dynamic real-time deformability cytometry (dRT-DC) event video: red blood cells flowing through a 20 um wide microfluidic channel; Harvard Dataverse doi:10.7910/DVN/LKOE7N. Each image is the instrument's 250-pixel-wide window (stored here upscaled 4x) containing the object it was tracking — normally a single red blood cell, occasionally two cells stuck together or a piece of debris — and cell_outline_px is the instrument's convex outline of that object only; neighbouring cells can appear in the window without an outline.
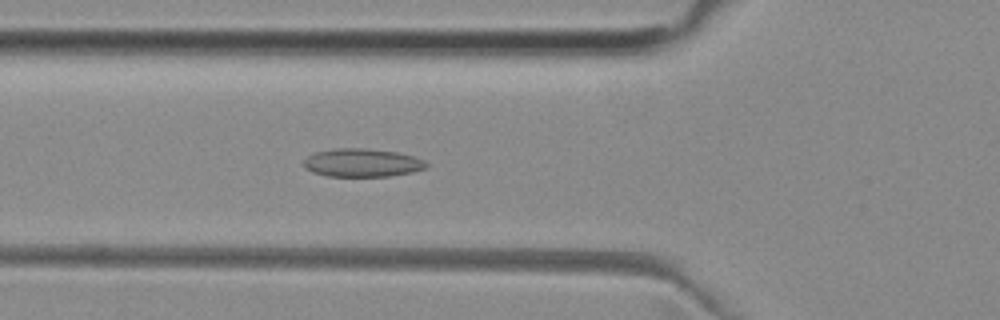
{"species": "common noctule bat (a hibernating species)", "species_latin": "Nyctalus noctula", "temperature_condition": "room temperature", "stored_images_in_passage": 41, "camera_frame_rate_fps": 3000, "um_per_image_px": 0.085, "animal": {"sex": "female", "body_mass_g": 29.2, "forearm_length_mm": 56.3}, "frame": {"image": 1, "passage_image": 8, "time_ms": 2.333, "image_size_px": [1000, 320], "cell_outline_px": [[428, 168], [412, 172], [388, 176], [328, 176], [312, 172], [304, 168], [304, 160], [308, 156], [316, 152], [336, 148], [364, 148], [396, 152], [416, 156], [424, 160], [428, 164]], "centroid_in_image_um": [30.81, 13.83], "position_along_channel_um": 95.0, "area_um2": 20.23}}
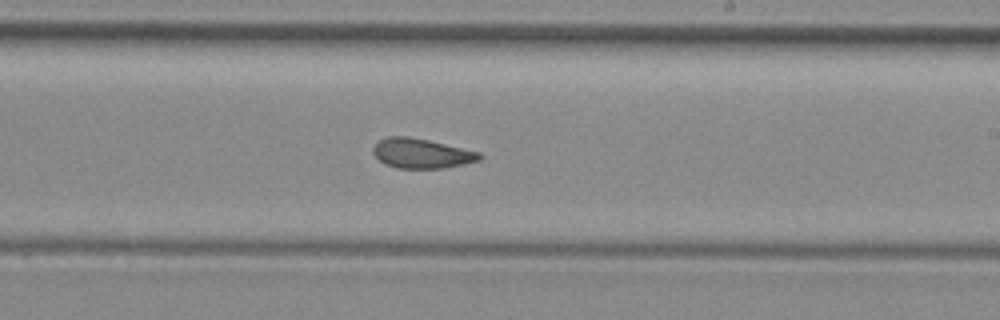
{"frame": {"image": 2, "passage_image": 20, "time_ms": 6.333, "image_size_px": [1000, 320], "cell_outline_px": [[484, 156], [480, 160], [464, 164], [444, 168], [396, 168], [384, 164], [372, 152], [372, 148], [380, 140], [388, 136], [408, 136], [428, 140], [480, 152]], "centroid_in_image_um": [35.84, 13.04], "position_along_channel_um": 253.2, "area_um2": 18.44}}
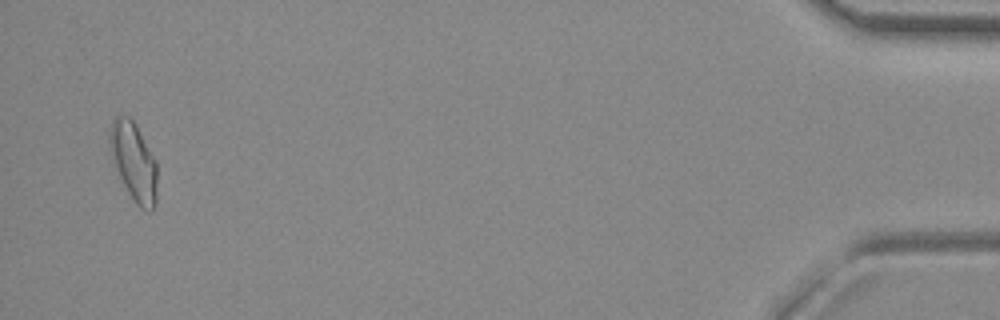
{"frame": {"image": 3, "passage_image": 40, "time_ms": 13.0, "image_size_px": [1000, 320], "cell_outline_px": [[156, 204], [148, 212], [140, 208], [136, 204], [128, 192], [112, 160], [108, 148], [108, 132], [112, 120], [116, 116], [128, 116], [136, 124], [156, 160]], "centroid_in_image_um": [11.34, 13.71], "position_along_channel_um": 423.9, "area_um2": 21.79}, "authors_computed_cell_mechanics": {"area_um2": 19.074, "velocity_mm_per_s": 3.9428, "shape_relaxation_time_tau1_ms": null, "shape_relaxation_time_tau2_ms": 2.643, "deformation_change_tau1": null, "deformation_change_tau2": 0.0833}}